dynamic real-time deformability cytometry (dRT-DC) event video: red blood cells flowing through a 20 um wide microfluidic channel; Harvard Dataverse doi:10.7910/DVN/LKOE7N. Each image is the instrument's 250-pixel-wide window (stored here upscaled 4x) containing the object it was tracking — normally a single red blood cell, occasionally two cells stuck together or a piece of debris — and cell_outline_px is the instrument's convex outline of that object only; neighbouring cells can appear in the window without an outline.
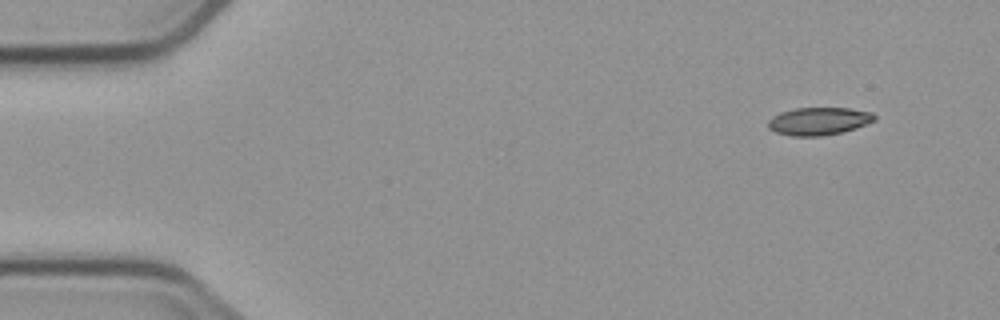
{"species": "common noctule bat (a hibernating species)", "species_latin": "Nyctalus noctula", "temperature_condition": "cold", "stored_images_in_passage": 4, "camera_frame_rate_fps": 3000, "um_per_image_px": 0.085, "animal": {"sex": "male", "body_mass_g": 23.1, "forearm_length_mm": 52.7}, "frame": {"image": 1, "passage_image": 1, "time_ms": 0.0, "image_size_px": [1000, 320], "cell_outline_px": [[876, 120], [856, 128], [840, 132], [820, 136], [792, 136], [776, 132], [768, 128], [768, 120], [772, 116], [780, 112], [792, 108], [848, 108], [872, 112], [876, 116]], "centroid_in_image_um": [69.58, 10.29], "position_along_channel_um": 15.4, "area_um2": 17.22}}
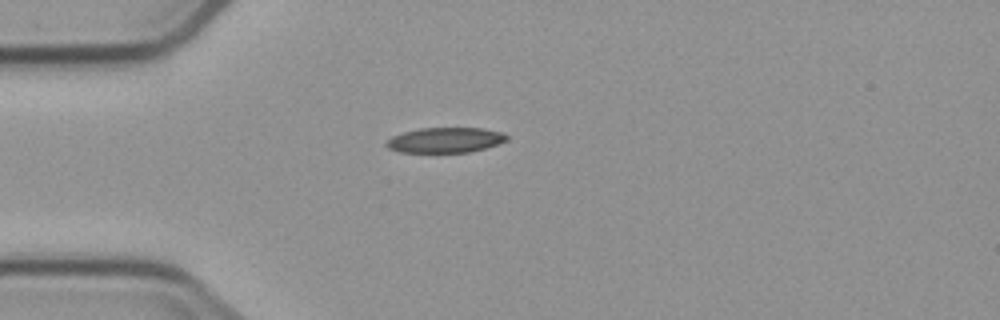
{"frame": {"image": 2, "passage_image": 4, "time_ms": 3.333, "image_size_px": [1000, 320], "cell_outline_px": [[508, 140], [484, 148], [468, 152], [400, 152], [388, 148], [384, 144], [392, 136], [404, 132], [420, 128], [484, 128], [504, 132], [508, 136]], "centroid_in_image_um": [37.86, 11.9], "position_along_channel_um": 47.1, "area_um2": 17.63}}